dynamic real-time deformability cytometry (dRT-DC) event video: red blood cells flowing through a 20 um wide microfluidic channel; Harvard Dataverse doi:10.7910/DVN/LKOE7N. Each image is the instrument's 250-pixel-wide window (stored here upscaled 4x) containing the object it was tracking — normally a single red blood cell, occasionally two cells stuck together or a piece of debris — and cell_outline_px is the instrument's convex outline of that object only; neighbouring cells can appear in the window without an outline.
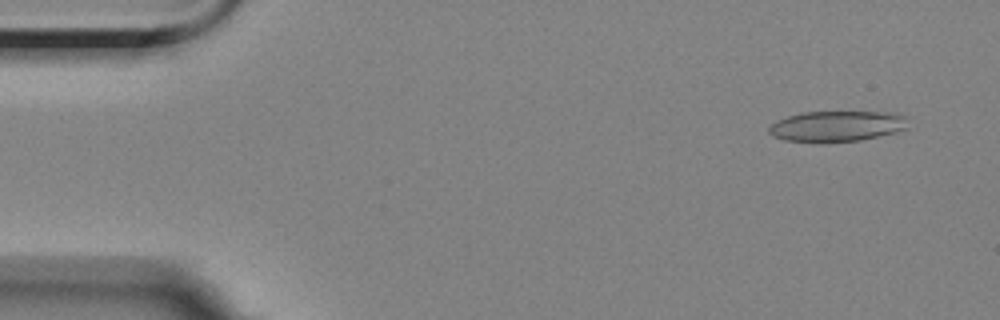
{"species": "Egyptian fruit bat (a non-hibernating species)", "species_latin": "Rousettus aegyptiacus", "temperature_condition": "room temperature", "stored_images_in_passage": 19, "camera_frame_rate_fps": 3000, "um_per_image_px": 0.085, "animal": {"sex": "female"}, "frame": {"image": 1, "passage_image": 4, "time_ms": 1.0, "image_size_px": [1000, 320], "cell_outline_px": [[908, 128], [896, 132], [860, 140], [784, 140], [772, 136], [768, 132], [768, 128], [776, 120], [788, 116], [804, 112], [884, 112], [904, 116]], "centroid_in_image_um": [71.12, 10.7], "position_along_channel_um": 13.9, "area_um2": 24.04}}
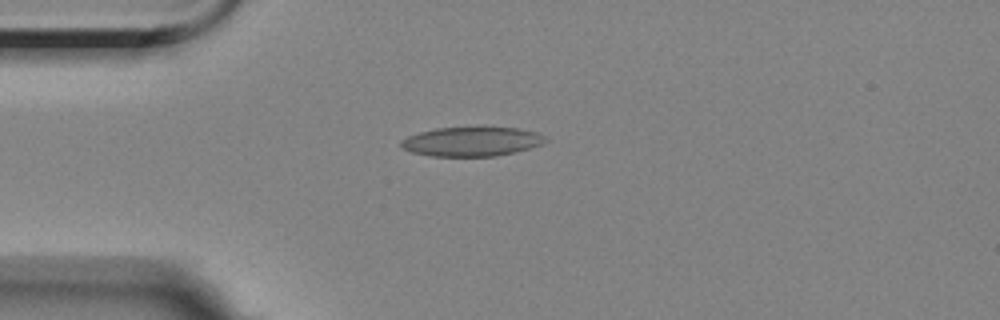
{"frame": {"image": 2, "passage_image": 14, "time_ms": 4.333, "image_size_px": [1000, 320], "cell_outline_px": [[548, 140], [540, 144], [516, 152], [496, 156], [432, 156], [412, 152], [404, 148], [400, 144], [400, 140], [408, 136], [420, 132], [436, 128], [516, 128], [536, 132], [544, 136]], "centroid_in_image_um": [40.08, 12.04], "position_along_channel_um": 44.9, "area_um2": 24.28}}
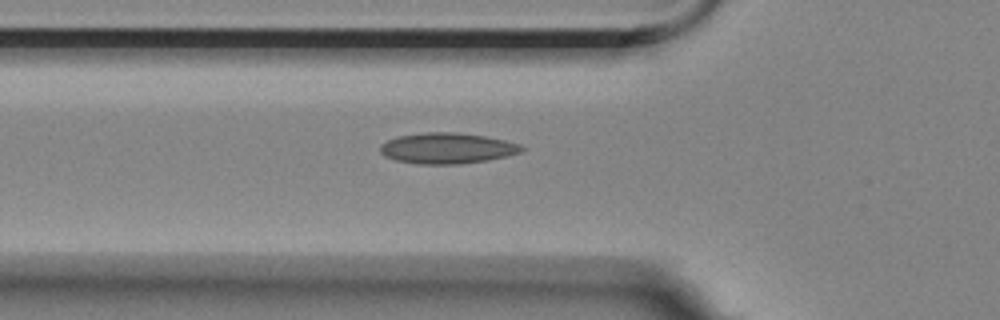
{"frame": {"image": 3, "passage_image": 19, "time_ms": 6.0, "image_size_px": [1000, 320], "cell_outline_px": [[524, 148], [520, 152], [488, 160], [460, 164], [416, 164], [396, 160], [384, 156], [380, 152], [380, 144], [396, 136], [424, 132], [456, 132], [484, 136], [504, 140], [520, 144]], "centroid_in_image_um": [37.96, 12.6], "position_along_channel_um": 87.8, "area_um2": 25.37}}